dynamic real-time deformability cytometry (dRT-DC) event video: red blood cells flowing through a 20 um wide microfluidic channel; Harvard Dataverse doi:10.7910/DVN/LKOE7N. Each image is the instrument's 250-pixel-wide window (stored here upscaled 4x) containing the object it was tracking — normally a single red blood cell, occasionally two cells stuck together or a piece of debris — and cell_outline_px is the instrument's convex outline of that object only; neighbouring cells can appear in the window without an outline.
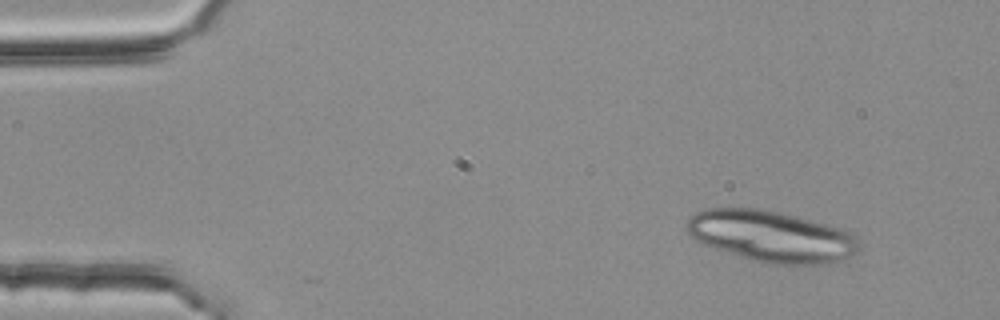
{"species": "common noctule bat (a hibernating species)", "species_latin": "Nyctalus noctula", "temperature_condition": "room temperature", "stored_images_in_passage": 3, "camera_frame_rate_fps": 3000, "um_per_image_px": 0.085, "animal": {"sex": "female", "body_mass_g": 25.1}, "frame": {"image": 1, "passage_image": 1, "time_ms": 0.0, "image_size_px": [1000, 320], "cell_outline_px": [[860, 252], [852, 256], [832, 264], [764, 264], [704, 244], [696, 240], [688, 232], [684, 224], [696, 212], [704, 208], [760, 208], [780, 212], [796, 216], [840, 228], [856, 236], [860, 248]], "centroid_in_image_um": [65.59, 20.09], "position_along_channel_um": 19.4, "area_um2": 51.62}}